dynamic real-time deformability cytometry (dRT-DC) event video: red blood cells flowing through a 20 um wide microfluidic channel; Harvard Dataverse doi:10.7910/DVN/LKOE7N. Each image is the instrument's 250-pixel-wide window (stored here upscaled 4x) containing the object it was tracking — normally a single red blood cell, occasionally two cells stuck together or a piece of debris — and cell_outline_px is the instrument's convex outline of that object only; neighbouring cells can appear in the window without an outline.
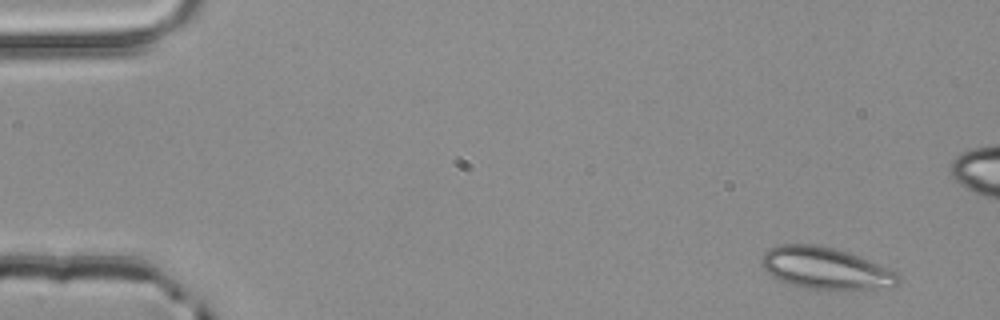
{"species": "common noctule bat (a hibernating species)", "species_latin": "Nyctalus noctula", "temperature_condition": "room temperature", "stored_images_in_passage": 4, "camera_frame_rate_fps": 3000, "um_per_image_px": 0.085, "animal": {"sex": "male", "body_mass_g": 20.4}, "frame": {"image": 1, "passage_image": 1, "time_ms": 0.0, "image_size_px": [1000, 320], "cell_outline_px": [[900, 284], [872, 288], [828, 292], [804, 288], [788, 284], [772, 276], [760, 264], [760, 260], [764, 252], [768, 248], [780, 244], [816, 244], [836, 248], [860, 256], [888, 268], [896, 272], [900, 276]], "centroid_in_image_um": [70.14, 22.82], "position_along_channel_um": 14.9, "area_um2": 33.99}}
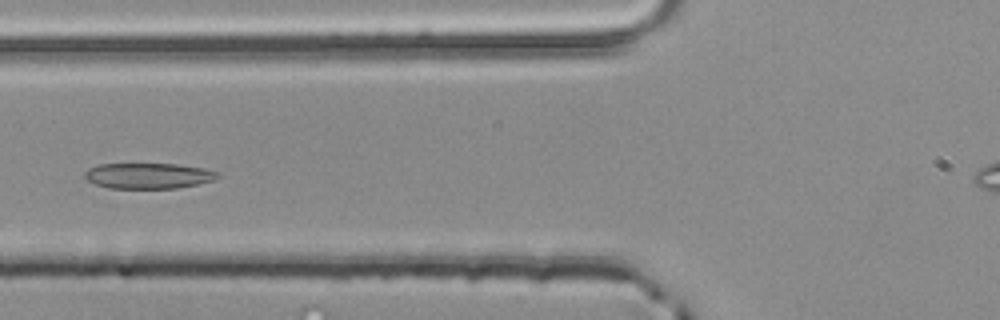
{"frame": {"image": 2, "passage_image": 4, "time_ms": 1.0, "image_size_px": [1000, 320], "cell_outline_px": [[224, 176], [216, 180], [176, 188], [108, 188], [96, 184], [88, 180], [84, 176], [84, 172], [88, 168], [96, 164], [176, 164], [204, 168], [220, 172]], "centroid_in_image_um": [12.66, 14.93], "position_along_channel_um": 113.1, "area_um2": 20.06}}